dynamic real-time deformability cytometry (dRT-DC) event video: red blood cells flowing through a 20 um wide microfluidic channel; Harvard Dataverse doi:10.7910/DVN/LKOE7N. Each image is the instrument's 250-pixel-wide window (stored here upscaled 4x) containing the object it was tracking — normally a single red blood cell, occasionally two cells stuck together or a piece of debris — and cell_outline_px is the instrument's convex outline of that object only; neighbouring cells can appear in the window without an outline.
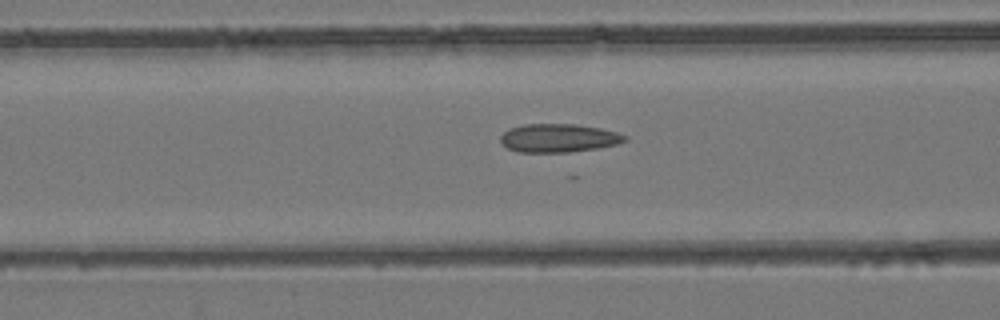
{"species": "common noctule bat (a hibernating species)", "species_latin": "Nyctalus noctula", "temperature_condition": "room temperature", "stored_images_in_passage": 53, "camera_frame_rate_fps": 3000, "um_per_image_px": 0.085, "animal": {"sex": "female", "body_mass_g": 24.6, "forearm_length_mm": 56.2}, "frame": {"image": 1, "passage_image": 22, "time_ms": 7.0, "image_size_px": [1000, 320], "cell_outline_px": [[628, 140], [616, 144], [600, 148], [568, 152], [516, 152], [508, 148], [500, 140], [500, 136], [508, 128], [524, 124], [576, 124], [600, 128], [616, 132], [628, 136]], "centroid_in_image_um": [47.48, 11.73], "position_along_channel_um": 119.1, "area_um2": 20.69}}
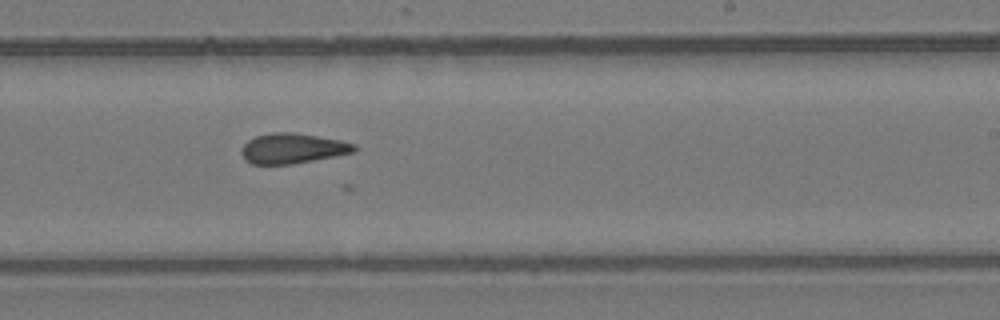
{"frame": {"image": 2, "passage_image": 33, "time_ms": 10.667, "image_size_px": [1000, 320], "cell_outline_px": [[356, 152], [292, 164], [252, 164], [244, 160], [240, 152], [244, 144], [248, 140], [256, 136], [272, 132], [292, 132], [340, 140], [356, 144]], "centroid_in_image_um": [24.85, 12.61], "position_along_channel_um": 264.1, "area_um2": 19.83}}
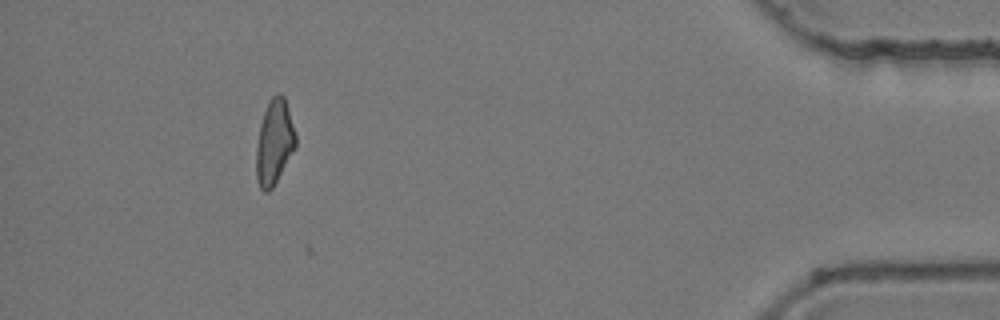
{"frame": {"image": 3, "passage_image": 49, "time_ms": 16.0, "image_size_px": [1000, 320], "cell_outline_px": [[296, 148], [272, 188], [268, 192], [264, 192], [260, 188], [256, 176], [256, 144], [260, 124], [268, 100], [276, 92], [280, 92], [284, 96], [288, 108], [296, 136]], "centroid_in_image_um": [23.31, 12.07], "position_along_channel_um": 411.9, "area_um2": 19.65}}